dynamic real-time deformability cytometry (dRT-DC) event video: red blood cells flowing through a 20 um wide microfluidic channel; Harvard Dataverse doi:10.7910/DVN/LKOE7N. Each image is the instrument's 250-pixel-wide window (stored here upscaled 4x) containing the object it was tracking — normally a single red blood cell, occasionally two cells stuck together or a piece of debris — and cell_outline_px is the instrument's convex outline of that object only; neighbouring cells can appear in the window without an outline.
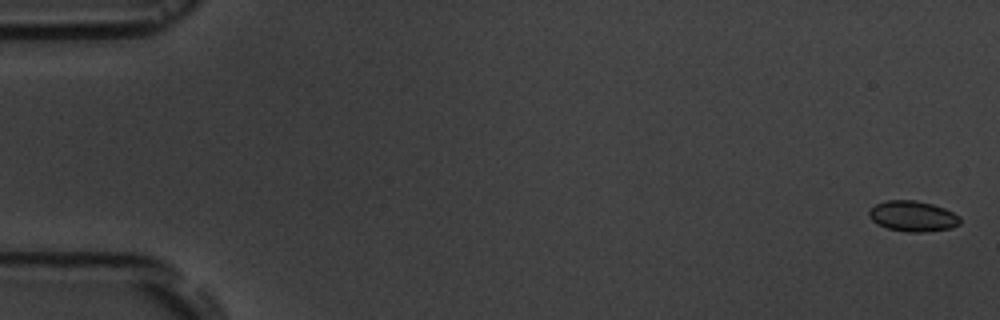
{"species": "common noctule bat (a hibernating species)", "species_latin": "Nyctalus noctula", "temperature_condition": "room temperature", "stored_images_in_passage": 6, "camera_frame_rate_fps": 3000, "um_per_image_px": 0.085, "animal": {"sex": "male", "body_mass_g": 19.5, "forearm_length_mm": 54.6}, "frame": {"image": 1, "passage_image": 1, "time_ms": 0.0, "image_size_px": [1000, 320], "cell_outline_px": [[960, 224], [952, 228], [924, 232], [908, 232], [888, 228], [872, 220], [868, 216], [868, 212], [876, 204], [888, 200], [916, 200], [932, 204], [944, 208], [960, 216]], "centroid_in_image_um": [77.61, 18.37], "position_along_channel_um": 7.4, "area_um2": 16.13}}
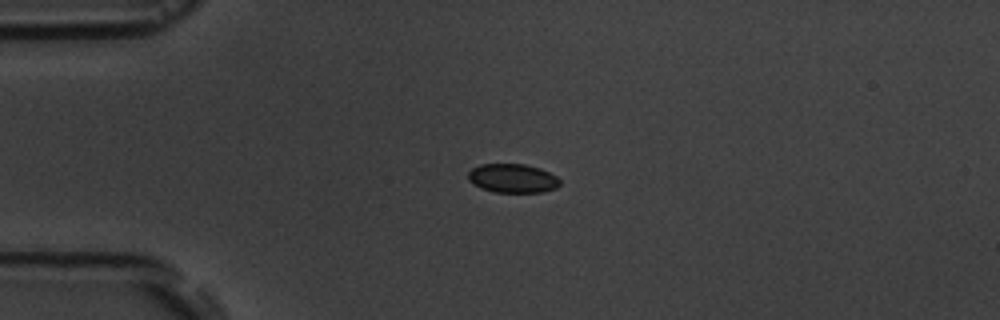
{"frame": {"image": 2, "passage_image": 4, "time_ms": 4.333, "image_size_px": [1000, 320], "cell_outline_px": [[560, 184], [556, 188], [540, 192], [492, 192], [480, 188], [468, 180], [468, 172], [472, 168], [480, 164], [524, 164], [540, 168], [556, 176], [560, 180]], "centroid_in_image_um": [43.55, 15.15], "position_along_channel_um": 41.5, "area_um2": 15.49}}
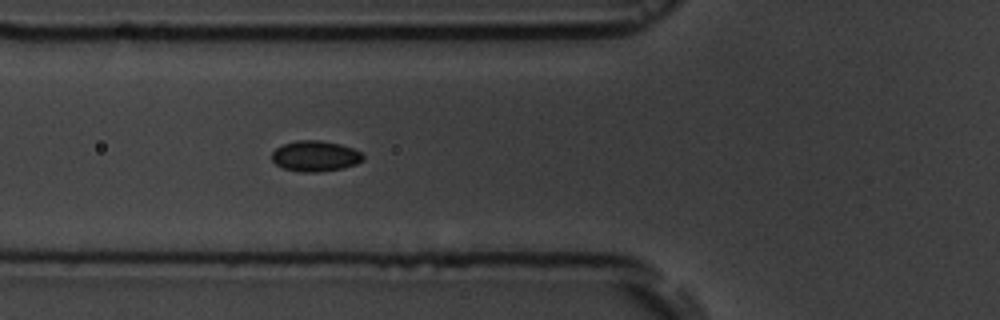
{"frame": {"image": 3, "passage_image": 6, "time_ms": 6.667, "image_size_px": [1000, 320], "cell_outline_px": [[364, 160], [356, 164], [344, 168], [320, 172], [300, 172], [284, 168], [276, 164], [272, 160], [272, 152], [276, 148], [284, 144], [296, 140], [320, 140], [340, 144], [352, 148], [360, 152], [364, 156]], "centroid_in_image_um": [26.81, 13.27], "position_along_channel_um": 99.0, "area_um2": 16.36}}